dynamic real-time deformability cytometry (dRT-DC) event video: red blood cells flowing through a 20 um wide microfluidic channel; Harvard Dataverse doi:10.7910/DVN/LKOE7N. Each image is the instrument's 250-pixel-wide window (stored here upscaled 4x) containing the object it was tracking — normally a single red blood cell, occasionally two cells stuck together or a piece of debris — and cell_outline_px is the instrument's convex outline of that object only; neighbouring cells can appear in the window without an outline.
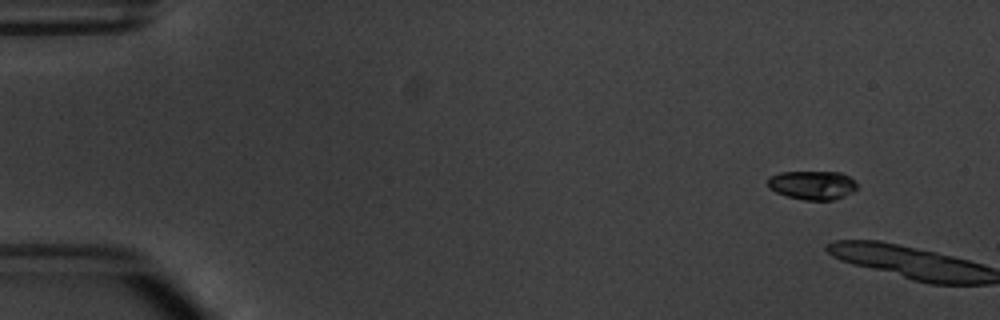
{"species": "common noctule bat (a hibernating species)", "species_latin": "Nyctalus noctula", "temperature_condition": "warm", "stored_images_in_passage": 3, "camera_frame_rate_fps": 3000, "um_per_image_px": 0.085, "animal": {"sex": "male", "body_mass_g": 20.1, "forearm_length_mm": 53.5}, "frame": {"image": 1, "passage_image": 1, "time_ms": 0.0, "image_size_px": [1000, 320], "cell_outline_px": [[856, 188], [852, 192], [844, 196], [832, 200], [804, 200], [788, 196], [776, 192], [768, 188], [768, 176], [780, 172], [840, 172], [848, 176], [856, 184]], "centroid_in_image_um": [69.01, 15.73], "position_along_channel_um": 16.0, "area_um2": 14.91}}